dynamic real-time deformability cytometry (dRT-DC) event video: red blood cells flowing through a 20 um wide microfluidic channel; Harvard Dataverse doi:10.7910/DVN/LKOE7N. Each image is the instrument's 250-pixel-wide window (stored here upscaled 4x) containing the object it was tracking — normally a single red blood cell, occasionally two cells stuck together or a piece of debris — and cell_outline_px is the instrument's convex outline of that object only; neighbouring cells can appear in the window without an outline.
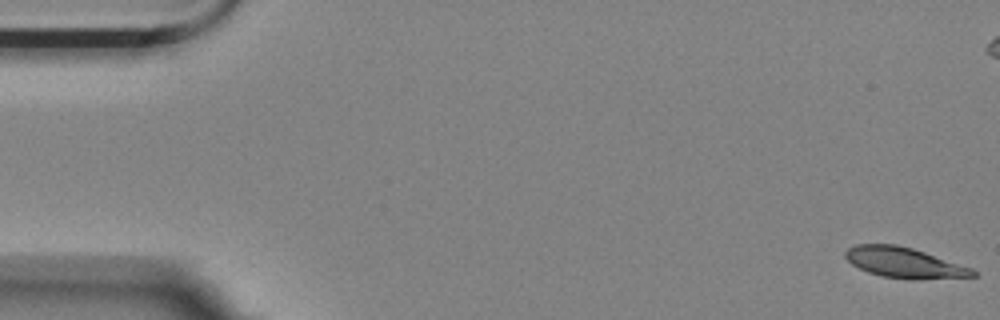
{"species": "Egyptian fruit bat (a non-hibernating species)", "species_latin": "Rousettus aegyptiacus", "temperature_condition": "room temperature", "stored_images_in_passage": 57, "camera_frame_rate_fps": 3000, "um_per_image_px": 0.085, "animal": {"sex": "female"}, "frame": {"image": 1, "passage_image": 1, "time_ms": 0.0, "image_size_px": [1000, 320], "cell_outline_px": [[976, 276], [912, 280], [884, 276], [868, 272], [852, 264], [844, 256], [844, 252], [848, 248], [856, 244], [896, 244], [912, 248], [972, 268], [976, 272]], "centroid_in_image_um": [76.84, 22.32], "position_along_channel_um": 8.2, "area_um2": 22.43}}
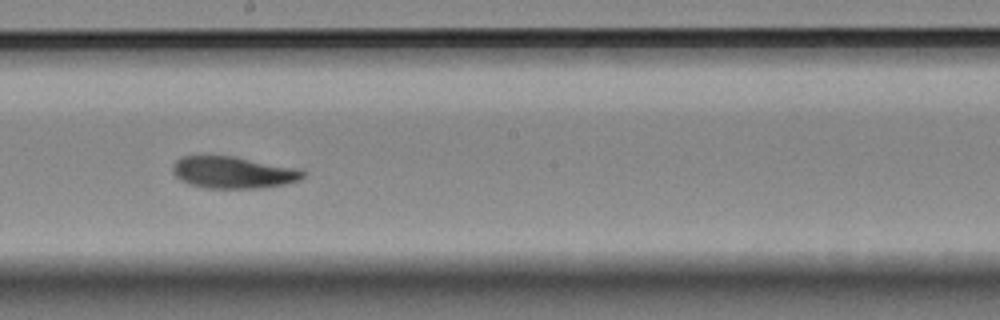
{"frame": {"image": 2, "passage_image": 31, "time_ms": 10.0, "image_size_px": [1000, 320], "cell_outline_px": [[304, 176], [300, 180], [284, 184], [264, 188], [204, 188], [188, 184], [180, 180], [172, 172], [172, 164], [176, 160], [184, 156], [236, 156], [300, 168], [304, 172]], "centroid_in_image_um": [19.83, 14.65], "position_along_channel_um": 228.4, "area_um2": 24.51}}
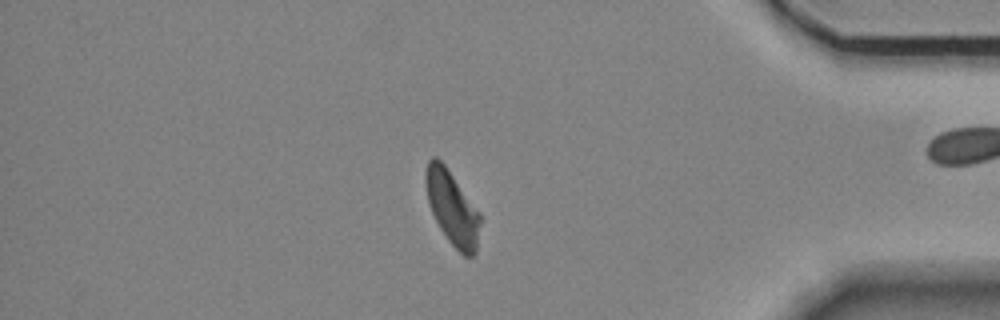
{"frame": {"image": 3, "passage_image": 48, "time_ms": 15.667, "image_size_px": [1000, 320], "cell_outline_px": [[480, 224], [476, 252], [472, 256], [464, 256], [448, 240], [440, 228], [428, 204], [424, 180], [424, 172], [428, 160], [432, 156], [436, 156], [444, 164], [480, 212]], "centroid_in_image_um": [38.41, 17.64], "position_along_channel_um": 396.8, "area_um2": 23.47}, "authors_computed_cell_mechanics": {"area_um2": 23.9292, "velocity_mm_per_s": 3.535, "shape_relaxation_time_tau1_ms": 7.1911, "shape_relaxation_time_tau2_ms": 5.782, "deformation_change_tau1": 0.173, "deformation_change_tau2": 0.1069}}